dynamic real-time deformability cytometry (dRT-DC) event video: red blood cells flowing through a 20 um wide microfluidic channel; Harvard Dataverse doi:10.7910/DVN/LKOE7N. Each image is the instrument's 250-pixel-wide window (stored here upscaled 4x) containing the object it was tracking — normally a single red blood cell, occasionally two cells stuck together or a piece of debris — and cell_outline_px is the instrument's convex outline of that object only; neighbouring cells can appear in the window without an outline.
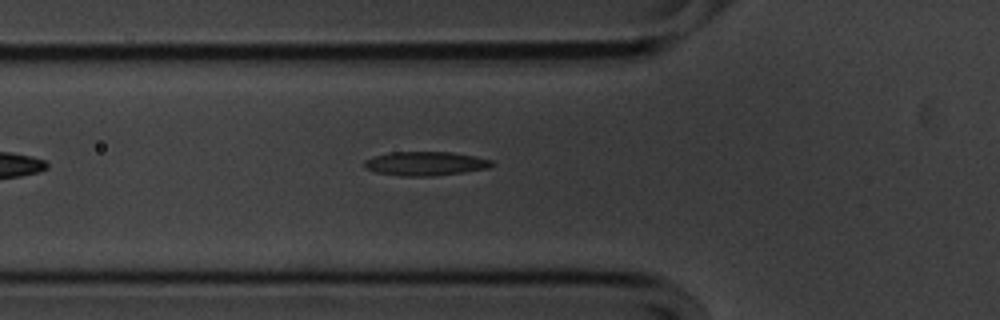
{"species": "common noctule bat (a hibernating species)", "species_latin": "Nyctalus noctula", "temperature_condition": "cold", "stored_images_in_passage": 38, "camera_frame_rate_fps": 3000, "um_per_image_px": 0.085, "animal": {"sex": "male", "body_mass_g": 20.1, "forearm_length_mm": 53.5}, "frame": {"image": 1, "passage_image": 9, "time_ms": 2.667, "image_size_px": [1000, 320], "cell_outline_px": [[492, 164], [488, 168], [464, 172], [432, 176], [400, 176], [376, 172], [364, 168], [364, 160], [372, 156], [388, 152], [452, 152], [476, 156], [492, 160]], "centroid_in_image_um": [36.11, 13.9], "position_along_channel_um": 89.7, "area_um2": 17.92}}
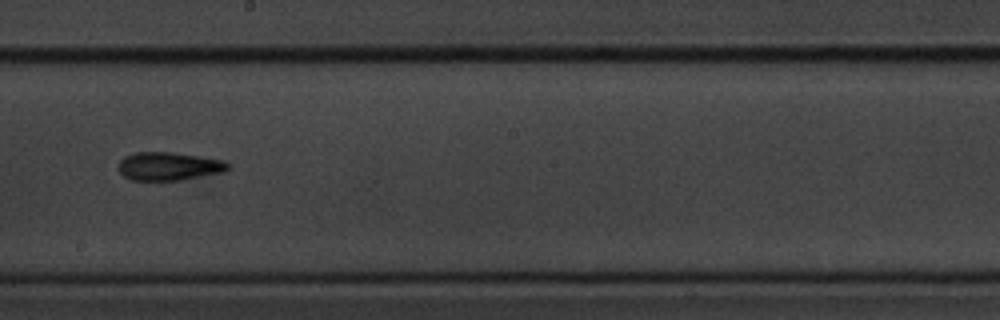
{"frame": {"image": 2, "passage_image": 21, "time_ms": 6.667, "image_size_px": [1000, 320], "cell_outline_px": [[232, 164], [224, 172], [180, 180], [132, 180], [124, 176], [120, 172], [120, 160], [124, 156], [136, 152], [172, 152], [224, 160]], "centroid_in_image_um": [14.38, 14.12], "position_along_channel_um": 233.8, "area_um2": 17.98}}
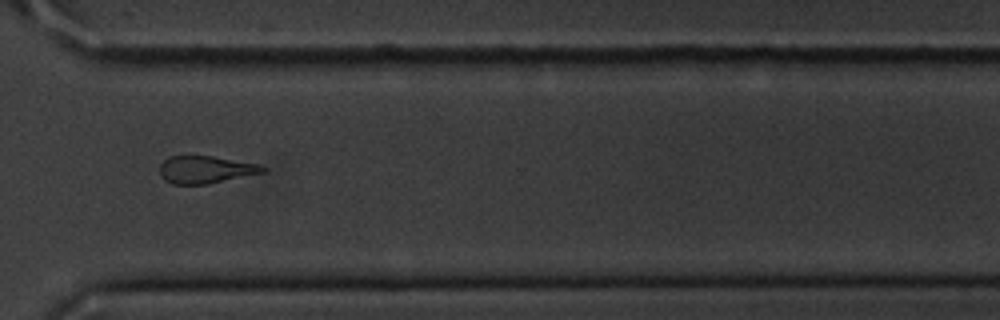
{"frame": {"image": 3, "passage_image": 31, "time_ms": 10.0, "image_size_px": [1000, 320], "cell_outline_px": [[268, 168], [264, 172], [208, 184], [172, 184], [164, 180], [160, 176], [160, 164], [168, 156], [212, 156], [256, 164]], "centroid_in_image_um": [17.42, 14.42], "position_along_channel_um": 353.2, "area_um2": 16.36}, "authors_computed_cell_mechanics": {"area_um2": 17.5134, "velocity_mm_per_s": 3.5923, "shape_relaxation_time_tau1_ms": 5.3014, "shape_relaxation_time_tau2_ms": 4.4933, "deformation_change_tau1": 0.1405, "deformation_change_tau2": 0.146}}